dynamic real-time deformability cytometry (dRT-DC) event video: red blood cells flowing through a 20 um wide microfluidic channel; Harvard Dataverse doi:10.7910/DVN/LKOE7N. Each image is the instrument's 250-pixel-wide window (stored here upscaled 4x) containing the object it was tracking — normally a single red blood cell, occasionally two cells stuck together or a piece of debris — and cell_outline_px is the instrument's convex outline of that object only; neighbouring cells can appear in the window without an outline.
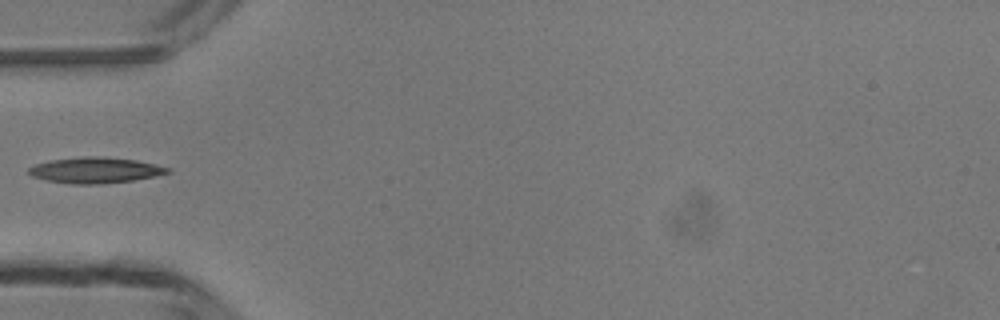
{"species": "common noctule bat (a hibernating species)", "species_latin": "Nyctalus noctula", "temperature_condition": "room temperature", "stored_images_in_passage": 34, "camera_frame_rate_fps": 3000, "um_per_image_px": 0.085, "animal": {"sex": "male", "body_mass_g": 13.3}, "frame": {"image": 1, "passage_image": 1, "time_ms": 0.0, "image_size_px": [1000, 320], "cell_outline_px": [[172, 172], [156, 176], [132, 180], [100, 184], [72, 184], [48, 180], [32, 176], [28, 172], [28, 168], [36, 164], [52, 160], [84, 156], [100, 156], [136, 160], [168, 168]], "centroid_in_image_um": [8.09, 14.47], "position_along_channel_um": 76.9, "area_um2": 20.63}}
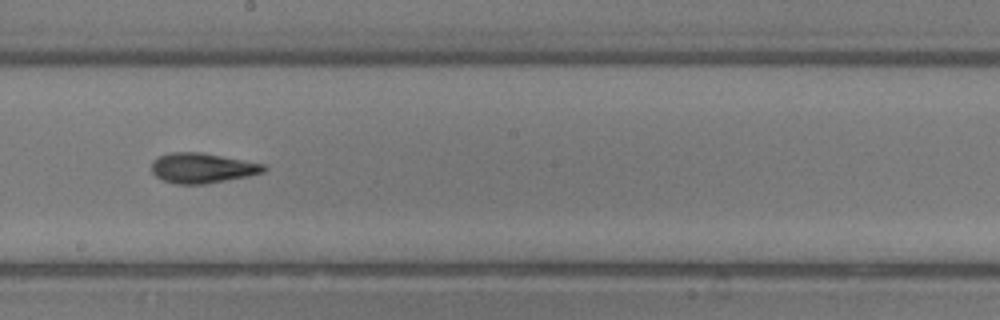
{"frame": {"image": 2, "passage_image": 12, "time_ms": 3.667, "image_size_px": [1000, 320], "cell_outline_px": [[268, 168], [264, 172], [248, 176], [204, 184], [176, 184], [160, 180], [152, 172], [152, 160], [160, 156], [172, 152], [200, 152], [264, 164]], "centroid_in_image_um": [17.17, 14.29], "position_along_channel_um": 231.0, "area_um2": 19.59}}
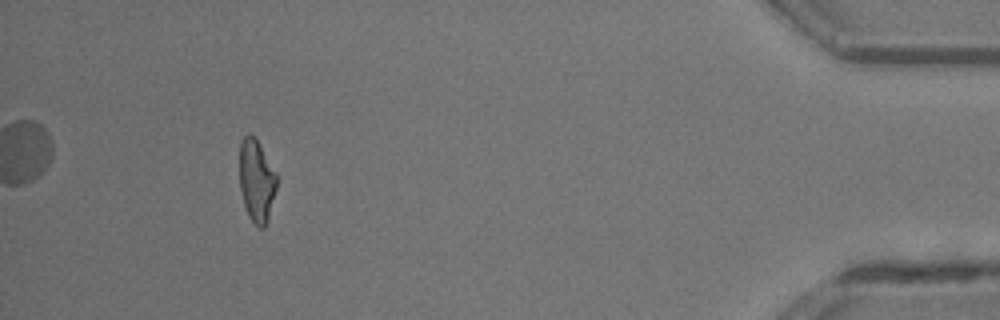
{"frame": {"image": 3, "passage_image": 30, "time_ms": 9.667, "image_size_px": [1000, 320], "cell_outline_px": [[276, 188], [268, 220], [264, 228], [260, 228], [248, 216], [240, 192], [240, 140], [248, 132], [256, 140], [276, 172]], "centroid_in_image_um": [21.79, 15.37], "position_along_channel_um": 413.4, "area_um2": 17.63}}